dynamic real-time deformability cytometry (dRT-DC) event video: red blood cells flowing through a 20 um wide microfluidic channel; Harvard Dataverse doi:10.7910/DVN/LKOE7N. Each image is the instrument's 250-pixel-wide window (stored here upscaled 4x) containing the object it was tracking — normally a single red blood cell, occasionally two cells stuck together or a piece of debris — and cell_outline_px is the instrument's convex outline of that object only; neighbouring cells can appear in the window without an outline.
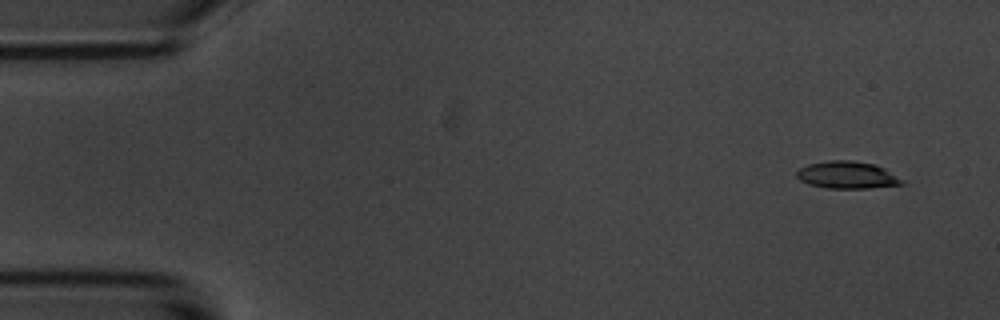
{"species": "common noctule bat (a hibernating species)", "species_latin": "Nyctalus noctula", "temperature_condition": "room temperature", "stored_images_in_passage": 52, "camera_frame_rate_fps": 3000, "um_per_image_px": 0.085, "animal": {"sex": "male", "body_mass_g": 20.1, "forearm_length_mm": 53.5}, "frame": {"image": 1, "passage_image": 1, "time_ms": 0.0, "image_size_px": [1000, 320], "cell_outline_px": [[904, 184], [868, 188], [828, 188], [808, 184], [800, 180], [796, 176], [796, 172], [800, 168], [808, 164], [828, 160], [852, 160], [876, 164], [884, 168], [904, 180]], "centroid_in_image_um": [72.01, 14.87], "position_along_channel_um": 13.0, "area_um2": 16.76}}
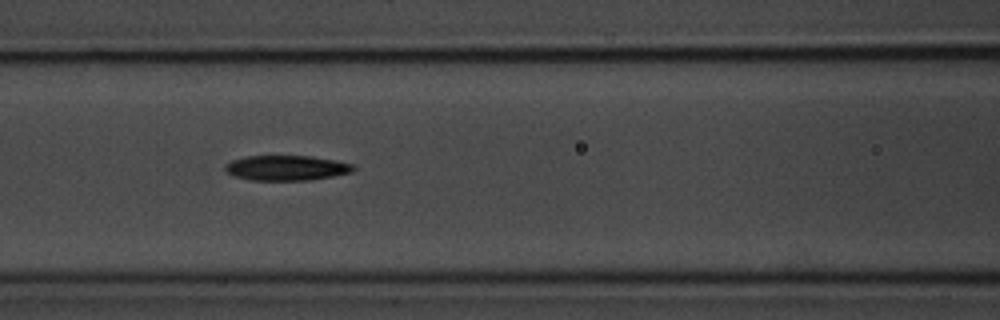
{"frame": {"image": 2, "passage_image": 21, "time_ms": 6.667, "image_size_px": [1000, 320], "cell_outline_px": [[356, 168], [352, 172], [312, 180], [252, 180], [236, 176], [228, 172], [224, 168], [232, 160], [244, 156], [312, 156], [352, 164]], "centroid_in_image_um": [24.37, 14.27], "position_along_channel_um": 142.2, "area_um2": 18.5}}
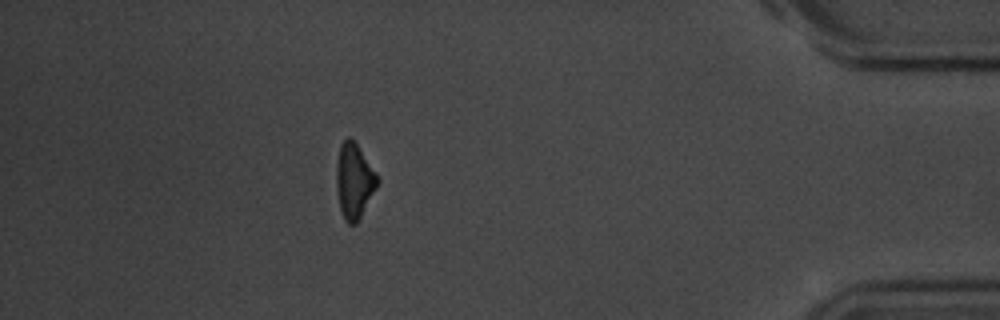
{"frame": {"image": 3, "passage_image": 47, "time_ms": 15.333, "image_size_px": [1000, 320], "cell_outline_px": [[380, 180], [376, 188], [356, 224], [348, 224], [344, 220], [340, 208], [336, 188], [336, 164], [340, 144], [348, 136], [352, 136]], "centroid_in_image_um": [30.08, 15.35], "position_along_channel_um": 405.1, "area_um2": 17.92}}